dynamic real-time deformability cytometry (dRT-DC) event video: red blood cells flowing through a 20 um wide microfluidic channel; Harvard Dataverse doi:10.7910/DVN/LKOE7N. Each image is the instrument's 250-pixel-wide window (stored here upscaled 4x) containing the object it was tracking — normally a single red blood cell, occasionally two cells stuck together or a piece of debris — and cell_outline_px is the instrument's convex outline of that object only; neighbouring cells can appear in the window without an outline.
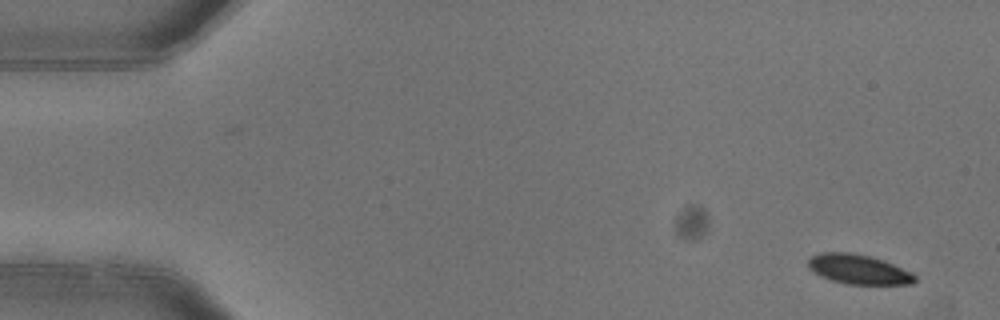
{"species": "common noctule bat (a hibernating species)", "species_latin": "Nyctalus noctula", "temperature_condition": "warm", "stored_images_in_passage": 5, "camera_frame_rate_fps": 3000, "um_per_image_px": 0.085, "animal": {"sex": "female"}, "frame": {"image": 1, "passage_image": 1, "time_ms": 0.0, "image_size_px": [1000, 320], "cell_outline_px": [[916, 280], [912, 284], [848, 284], [832, 280], [820, 276], [812, 272], [808, 268], [808, 260], [812, 256], [820, 252], [852, 252], [872, 256], [884, 260], [912, 272], [916, 276]], "centroid_in_image_um": [72.97, 22.88], "position_along_channel_um": 12.0, "area_um2": 18.61}}
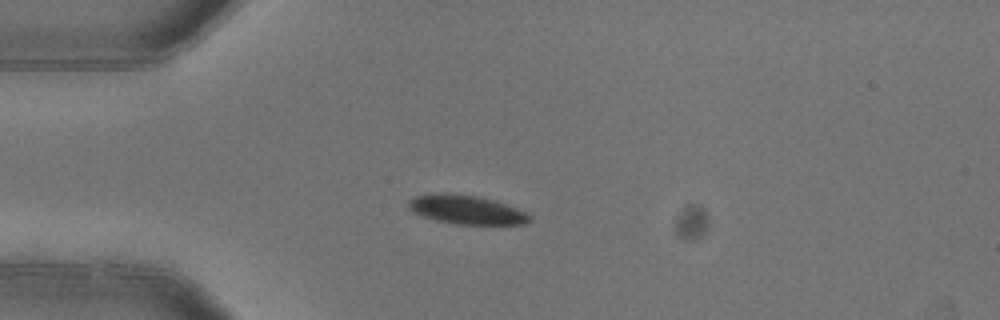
{"frame": {"image": 2, "passage_image": 4, "time_ms": 1.0, "image_size_px": [1000, 320], "cell_outline_px": [[532, 220], [524, 224], [456, 224], [436, 220], [412, 212], [408, 208], [408, 200], [416, 196], [440, 192], [444, 192], [476, 196], [496, 200], [516, 208], [532, 216]], "centroid_in_image_um": [39.64, 17.81], "position_along_channel_um": 45.4, "area_um2": 20.4}}